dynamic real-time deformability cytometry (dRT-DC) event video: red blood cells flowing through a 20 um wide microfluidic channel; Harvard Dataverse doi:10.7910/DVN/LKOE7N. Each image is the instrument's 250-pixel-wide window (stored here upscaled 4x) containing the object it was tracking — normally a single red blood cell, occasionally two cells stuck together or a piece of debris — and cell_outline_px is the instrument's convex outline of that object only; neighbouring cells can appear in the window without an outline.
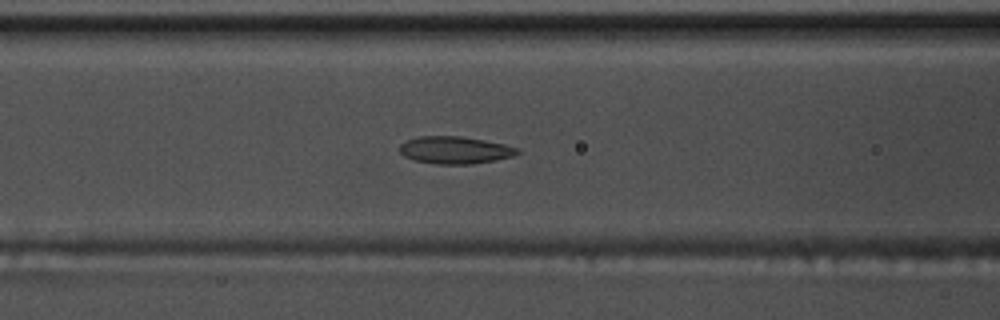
{"species": "common noctule bat (a hibernating species)", "species_latin": "Nyctalus noctula", "temperature_condition": "warm", "stored_images_in_passage": 37, "camera_frame_rate_fps": 3000, "um_per_image_px": 0.085, "animal": {"sex": "male", "body_mass_g": 17.5, "forearm_length_mm": 52.3}, "frame": {"image": 1, "passage_image": 5, "time_ms": 1.333, "image_size_px": [1000, 320], "cell_outline_px": [[520, 152], [512, 156], [496, 160], [472, 164], [436, 164], [412, 160], [404, 156], [400, 152], [400, 144], [408, 140], [420, 136], [460, 136], [484, 140], [504, 144], [520, 148]], "centroid_in_image_um": [38.68, 12.76], "position_along_channel_um": 127.9, "area_um2": 18.79}}
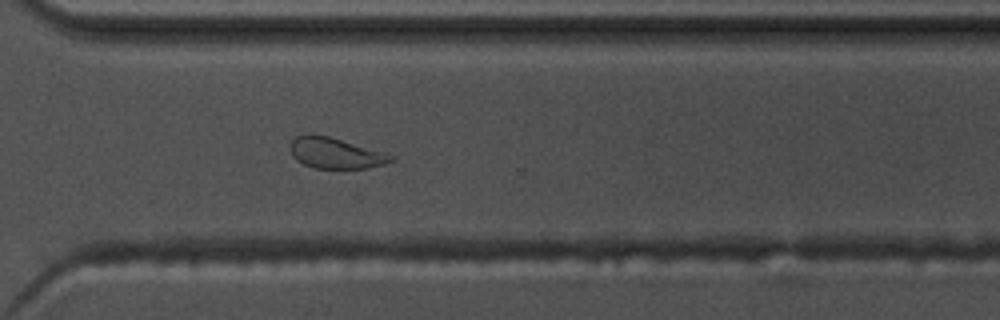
{"frame": {"image": 2, "passage_image": 22, "time_ms": 7.0, "image_size_px": [1000, 320], "cell_outline_px": [[396, 156], [392, 160], [384, 164], [364, 168], [312, 168], [296, 160], [292, 156], [292, 140], [296, 136], [308, 132], [328, 136], [384, 152]], "centroid_in_image_um": [28.49, 13.0], "position_along_channel_um": 342.1, "area_um2": 17.98}}
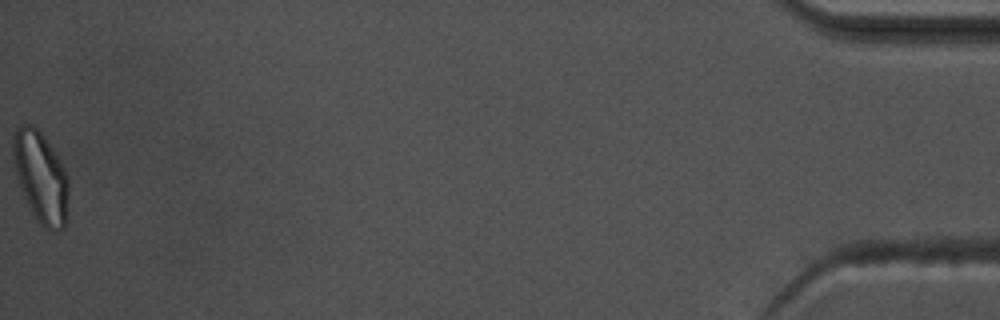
{"frame": {"image": 3, "passage_image": 37, "time_ms": 12.0, "image_size_px": [1000, 320], "cell_outline_px": [[68, 220], [64, 228], [56, 232], [48, 232], [36, 220], [24, 196], [16, 176], [12, 160], [12, 136], [16, 128], [24, 124], [32, 124], [44, 136], [60, 160], [68, 176]], "centroid_in_image_um": [3.47, 15.09], "position_along_channel_um": 431.7, "area_um2": 30.06}}